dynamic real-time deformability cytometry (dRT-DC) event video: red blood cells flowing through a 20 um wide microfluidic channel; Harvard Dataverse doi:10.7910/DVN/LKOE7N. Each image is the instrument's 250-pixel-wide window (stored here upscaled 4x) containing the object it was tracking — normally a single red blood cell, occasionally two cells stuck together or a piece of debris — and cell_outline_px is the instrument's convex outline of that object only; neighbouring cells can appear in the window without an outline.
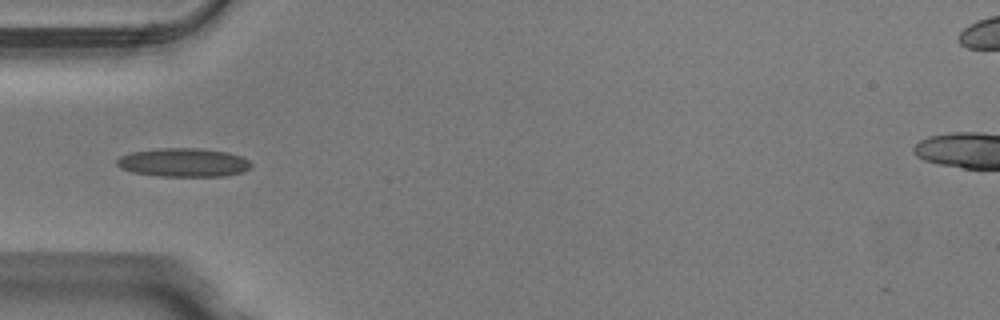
{"species": "Egyptian fruit bat (a non-hibernating species)", "species_latin": "Rousettus aegyptiacus", "temperature_condition": "warm", "stored_images_in_passage": 18, "camera_frame_rate_fps": 3000, "um_per_image_px": 0.085, "animal": {"sex": "male"}, "frame": {"image": 1, "passage_image": 3, "time_ms": 0.667, "image_size_px": [1000, 320], "cell_outline_px": [[252, 164], [244, 172], [224, 176], [160, 176], [132, 172], [120, 168], [116, 164], [116, 160], [120, 156], [132, 152], [156, 148], [196, 148], [228, 152], [240, 156], [248, 160]], "centroid_in_image_um": [15.58, 13.81], "position_along_channel_um": 69.4, "area_um2": 22.43}}
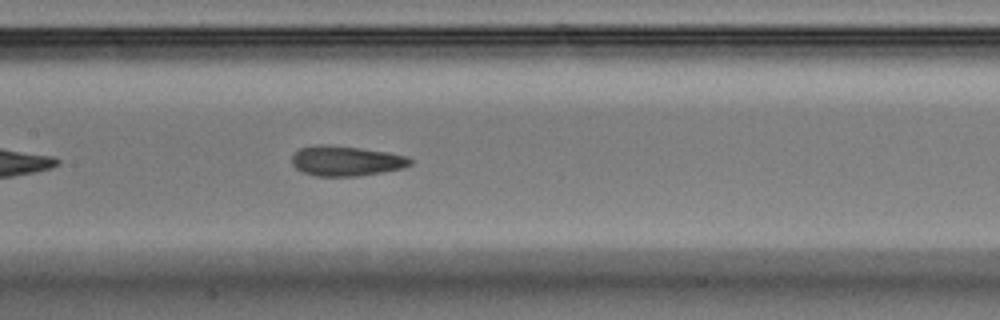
{"frame": {"image": 2, "passage_image": 11, "time_ms": 3.333, "image_size_px": [1000, 320], "cell_outline_px": [[412, 164], [404, 168], [356, 176], [316, 176], [304, 172], [296, 168], [292, 164], [292, 156], [300, 148], [316, 144], [324, 144], [360, 148], [388, 152], [408, 156], [412, 160]], "centroid_in_image_um": [29.43, 13.67], "position_along_channel_um": 178.0, "area_um2": 20.69}}
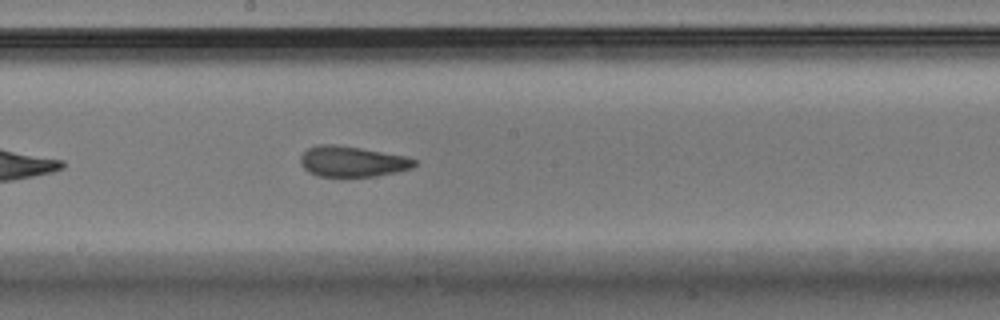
{"frame": {"image": 3, "passage_image": 14, "time_ms": 4.333, "image_size_px": [1000, 320], "cell_outline_px": [[416, 164], [412, 168], [396, 172], [376, 176], [316, 176], [308, 172], [300, 164], [300, 156], [308, 148], [316, 144], [332, 144], [360, 148], [404, 156], [416, 160]], "centroid_in_image_um": [29.9, 13.73], "position_along_channel_um": 218.3, "area_um2": 20.23}}